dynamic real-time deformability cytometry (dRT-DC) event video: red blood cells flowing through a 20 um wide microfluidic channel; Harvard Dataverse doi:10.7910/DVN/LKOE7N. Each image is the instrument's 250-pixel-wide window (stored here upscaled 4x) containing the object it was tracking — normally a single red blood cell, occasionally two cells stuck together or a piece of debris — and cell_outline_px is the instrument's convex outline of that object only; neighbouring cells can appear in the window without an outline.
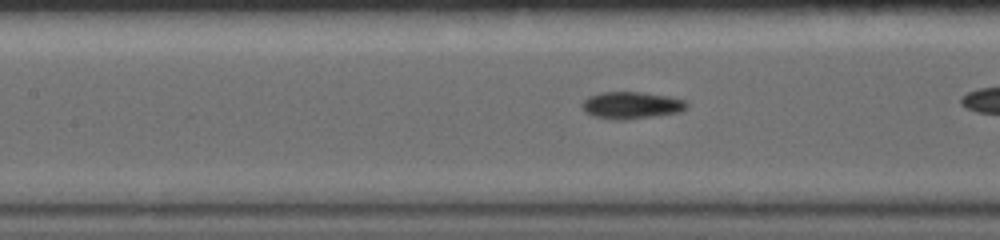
{"species": "common noctule bat (a hibernating species)", "species_latin": "Nyctalus noctula", "temperature_condition": "warm", "stored_images_in_passage": 29, "camera_frame_rate_fps": 5000, "um_per_image_px": 0.085, "animal": {"sex": "female", "body_mass_g": 19.0, "forearm_length_mm": 56.7}, "frame": {"image": 1, "passage_image": 9, "time_ms": 3.2, "image_size_px": [1000, 240], "cell_outline_px": [[688, 108], [680, 112], [624, 120], [616, 120], [592, 116], [584, 112], [580, 104], [588, 96], [600, 92], [640, 92], [668, 96], [684, 100], [688, 104]], "centroid_in_image_um": [53.63, 8.95], "position_along_channel_um": 153.8, "area_um2": 16.59}}